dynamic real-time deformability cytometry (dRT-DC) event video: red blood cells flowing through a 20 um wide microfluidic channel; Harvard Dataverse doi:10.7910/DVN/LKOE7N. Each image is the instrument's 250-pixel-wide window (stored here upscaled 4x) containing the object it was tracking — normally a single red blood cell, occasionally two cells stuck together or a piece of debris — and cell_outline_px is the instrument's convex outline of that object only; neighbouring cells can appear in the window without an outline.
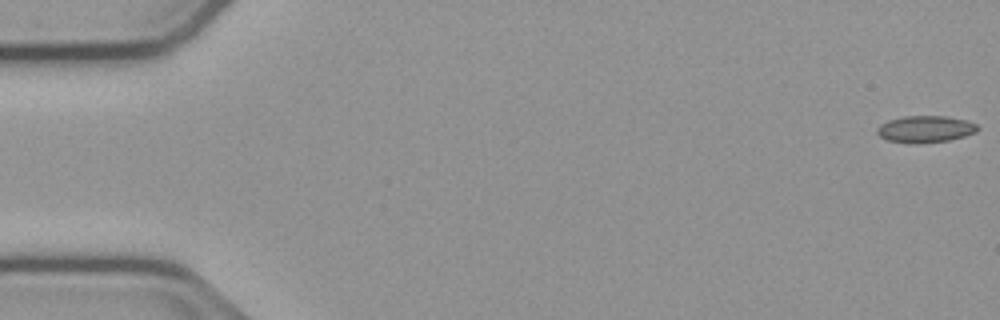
{"species": "common noctule bat (a hibernating species)", "species_latin": "Nyctalus noctula", "temperature_condition": "cold", "stored_images_in_passage": 55, "camera_frame_rate_fps": 3000, "um_per_image_px": 0.085, "animal": {"sex": "male", "body_mass_g": 23.1, "forearm_length_mm": 52.7}, "frame": {"image": 1, "passage_image": 1, "time_ms": 0.0, "image_size_px": [1000, 320], "cell_outline_px": [[980, 128], [976, 132], [964, 136], [948, 140], [888, 140], [880, 136], [876, 132], [876, 128], [880, 124], [888, 120], [904, 116], [948, 116], [968, 120], [976, 124]], "centroid_in_image_um": [78.7, 10.9], "position_along_channel_um": 6.3, "area_um2": 14.91}}
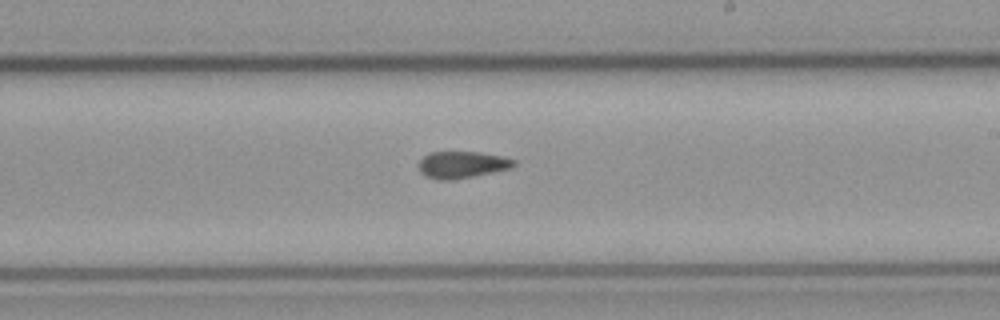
{"frame": {"image": 2, "passage_image": 32, "time_ms": 10.333, "image_size_px": [1000, 320], "cell_outline_px": [[516, 164], [508, 168], [452, 180], [440, 180], [424, 176], [420, 172], [420, 160], [428, 152], [480, 152], [500, 156], [516, 160]], "centroid_in_image_um": [39.22, 13.99], "position_along_channel_um": 249.8, "area_um2": 14.57}}
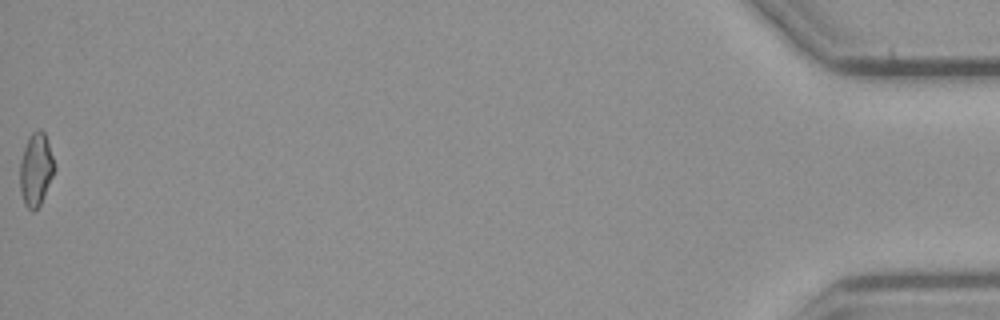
{"frame": {"image": 3, "passage_image": 55, "time_ms": 18.0, "image_size_px": [1000, 320], "cell_outline_px": [[56, 168], [40, 204], [32, 212], [24, 204], [20, 192], [20, 160], [28, 136], [36, 128], [40, 128], [44, 132]], "centroid_in_image_um": [3.03, 14.38], "position_along_channel_um": 432.2, "area_um2": 14.62}, "authors_computed_cell_mechanics": {"area_um2": 15.0858, "velocity_mm_per_s": 3.7886, "shape_relaxation_time_tau1_ms": null, "shape_relaxation_time_tau2_ms": 4.0505, "deformation_change_tau1": null, "deformation_change_tau2": 0.093}}